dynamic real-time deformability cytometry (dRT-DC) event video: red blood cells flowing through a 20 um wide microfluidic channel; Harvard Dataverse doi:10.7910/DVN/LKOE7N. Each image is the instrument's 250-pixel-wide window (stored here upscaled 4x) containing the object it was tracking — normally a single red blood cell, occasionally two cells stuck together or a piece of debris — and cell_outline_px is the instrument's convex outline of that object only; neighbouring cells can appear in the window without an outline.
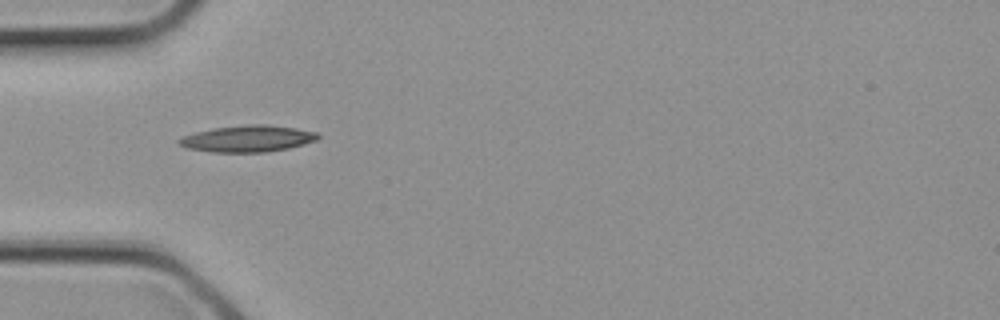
{"species": "common noctule bat (a hibernating species)", "species_latin": "Nyctalus noctula", "temperature_condition": "cold", "stored_images_in_passage": 3, "camera_frame_rate_fps": 3000, "um_per_image_px": 0.085, "animal": {"sex": "female", "body_mass_g": 21.9}, "frame": {"image": 1, "passage_image": 3, "time_ms": 0.667, "image_size_px": [1000, 320], "cell_outline_px": [[320, 136], [316, 140], [304, 144], [288, 148], [264, 152], [212, 152], [184, 148], [176, 140], [184, 136], [196, 132], [212, 128], [252, 124], [268, 124], [296, 128], [316, 132]], "centroid_in_image_um": [21.04, 11.78], "position_along_channel_um": 64.0, "area_um2": 21.44}}